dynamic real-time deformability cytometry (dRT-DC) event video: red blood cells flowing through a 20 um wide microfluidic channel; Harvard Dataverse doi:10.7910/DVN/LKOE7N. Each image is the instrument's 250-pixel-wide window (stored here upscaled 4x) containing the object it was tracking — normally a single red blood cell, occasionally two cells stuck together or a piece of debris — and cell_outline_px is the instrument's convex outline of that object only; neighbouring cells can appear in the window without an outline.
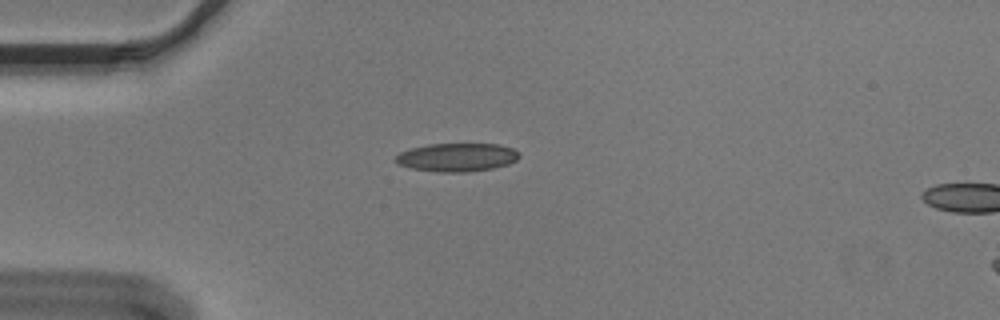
{"species": "Egyptian fruit bat (a non-hibernating species)", "species_latin": "Rousettus aegyptiacus", "temperature_condition": "cold", "stored_images_in_passage": 4, "camera_frame_rate_fps": 3000, "um_per_image_px": 0.085, "animal": {"sex": "male"}, "frame": {"image": 1, "passage_image": 2, "time_ms": 0.333, "image_size_px": [1000, 320], "cell_outline_px": [[520, 156], [516, 160], [508, 164], [492, 168], [468, 172], [440, 172], [412, 168], [396, 164], [396, 156], [400, 152], [412, 148], [428, 144], [500, 144], [512, 148], [520, 152]], "centroid_in_image_um": [38.86, 13.37], "position_along_channel_um": 46.1, "area_um2": 20.4}}